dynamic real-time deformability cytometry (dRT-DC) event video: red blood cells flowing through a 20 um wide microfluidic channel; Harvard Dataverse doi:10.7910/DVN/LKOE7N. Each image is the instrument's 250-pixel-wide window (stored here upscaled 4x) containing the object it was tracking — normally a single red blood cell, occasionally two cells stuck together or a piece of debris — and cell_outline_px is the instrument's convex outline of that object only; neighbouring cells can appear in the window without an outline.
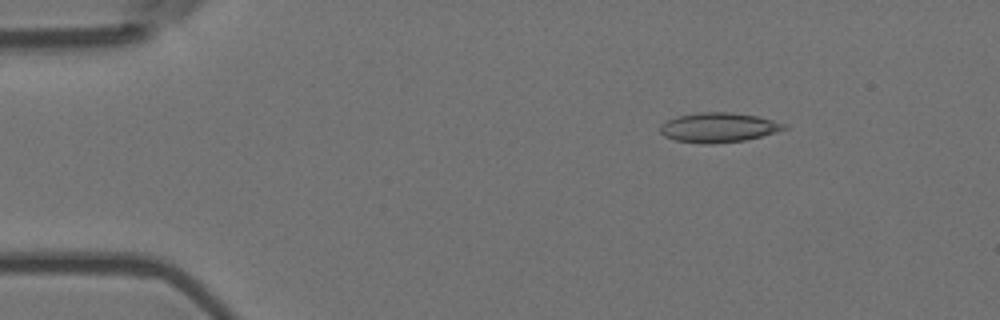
{"species": "Egyptian fruit bat (a non-hibernating species)", "species_latin": "Rousettus aegyptiacus", "temperature_condition": "room temperature", "stored_images_in_passage": 10, "camera_frame_rate_fps": 3000, "um_per_image_px": 0.085, "animal": {"sex": "female"}, "frame": {"image": 1, "passage_image": 3, "time_ms": 0.667, "image_size_px": [1000, 320], "cell_outline_px": [[788, 128], [776, 132], [744, 140], [708, 144], [676, 140], [664, 136], [660, 132], [660, 124], [668, 120], [680, 116], [700, 112], [732, 112], [756, 116], [788, 124]], "centroid_in_image_um": [61.09, 10.83], "position_along_channel_um": 23.9, "area_um2": 21.15}}
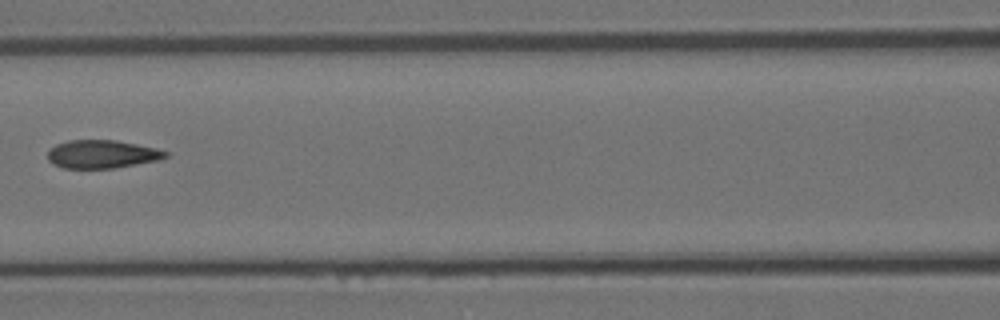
{"frame": {"image": 2, "passage_image": 7, "time_ms": 2.0, "image_size_px": [1000, 320], "cell_outline_px": [[168, 156], [156, 160], [116, 168], [64, 168], [48, 160], [48, 152], [56, 144], [68, 140], [116, 140], [156, 148], [168, 152]], "centroid_in_image_um": [8.67, 13.1], "position_along_channel_um": 157.9, "area_um2": 19.13}}
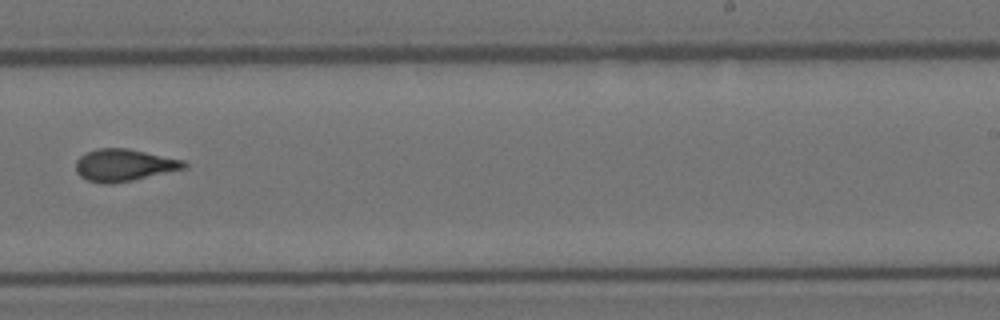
{"frame": {"image": 3, "passage_image": 10, "time_ms": 3.0, "image_size_px": [1000, 320], "cell_outline_px": [[188, 164], [184, 168], [132, 180], [112, 184], [104, 184], [88, 180], [80, 176], [76, 172], [76, 160], [80, 156], [96, 148], [128, 148], [184, 160]], "centroid_in_image_um": [10.51, 14.03], "position_along_channel_um": 278.5, "area_um2": 20.11}}